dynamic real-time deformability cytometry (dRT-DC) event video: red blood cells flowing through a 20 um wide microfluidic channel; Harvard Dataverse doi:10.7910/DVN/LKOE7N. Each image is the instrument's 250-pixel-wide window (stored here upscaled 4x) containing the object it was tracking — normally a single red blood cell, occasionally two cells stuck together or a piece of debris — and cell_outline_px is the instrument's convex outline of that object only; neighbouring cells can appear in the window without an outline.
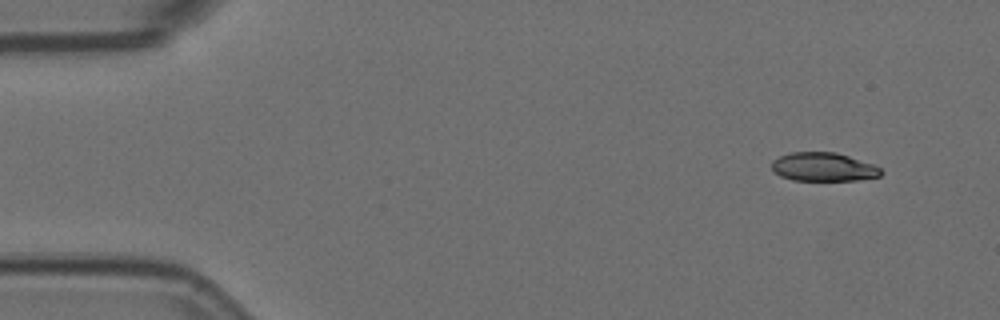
{"species": "Egyptian fruit bat (a non-hibernating species)", "species_latin": "Rousettus aegyptiacus", "temperature_condition": "room temperature", "stored_images_in_passage": 10, "camera_frame_rate_fps": 3000, "um_per_image_px": 0.085, "animal": {"sex": "female"}, "frame": {"image": 1, "passage_image": 2, "time_ms": 0.333, "image_size_px": [1000, 320], "cell_outline_px": [[884, 172], [880, 176], [856, 180], [792, 180], [780, 176], [772, 168], [772, 160], [780, 156], [792, 152], [836, 152], [872, 164], [880, 168]], "centroid_in_image_um": [69.99, 14.19], "position_along_channel_um": 15.0, "area_um2": 18.09}}
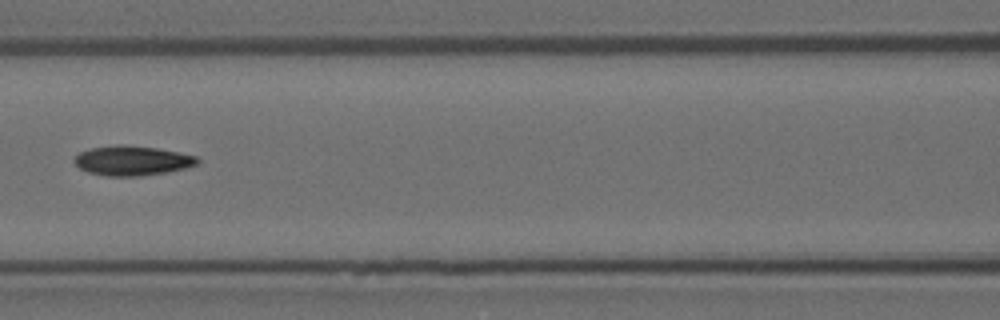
{"frame": {"image": 2, "passage_image": 7, "time_ms": 2.0, "image_size_px": [1000, 320], "cell_outline_px": [[200, 160], [196, 164], [184, 168], [164, 172], [140, 176], [108, 176], [88, 172], [80, 168], [72, 160], [80, 152], [92, 148], [116, 144], [128, 144], [156, 148], [180, 152], [196, 156]], "centroid_in_image_um": [11.22, 13.64], "position_along_channel_um": 155.4, "area_um2": 21.21}}
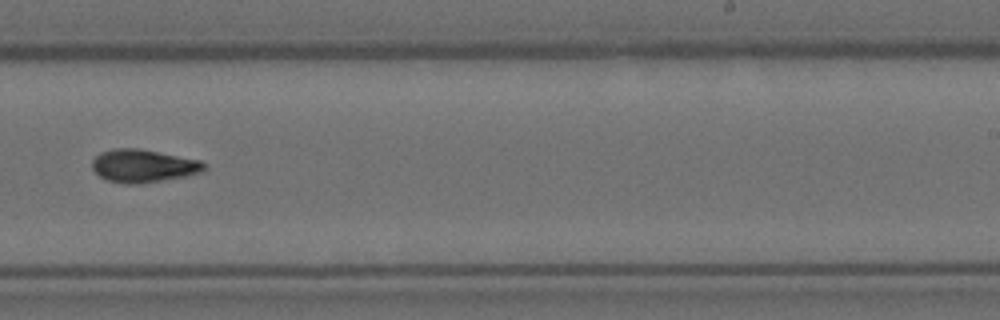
{"frame": {"image": 3, "passage_image": 10, "time_ms": 3.0, "image_size_px": [1000, 320], "cell_outline_px": [[204, 168], [200, 172], [184, 176], [140, 184], [124, 184], [108, 180], [100, 176], [92, 168], [92, 160], [100, 152], [116, 148], [140, 148], [200, 160], [204, 164]], "centroid_in_image_um": [12.14, 14.09], "position_along_channel_um": 276.9, "area_um2": 21.33}}